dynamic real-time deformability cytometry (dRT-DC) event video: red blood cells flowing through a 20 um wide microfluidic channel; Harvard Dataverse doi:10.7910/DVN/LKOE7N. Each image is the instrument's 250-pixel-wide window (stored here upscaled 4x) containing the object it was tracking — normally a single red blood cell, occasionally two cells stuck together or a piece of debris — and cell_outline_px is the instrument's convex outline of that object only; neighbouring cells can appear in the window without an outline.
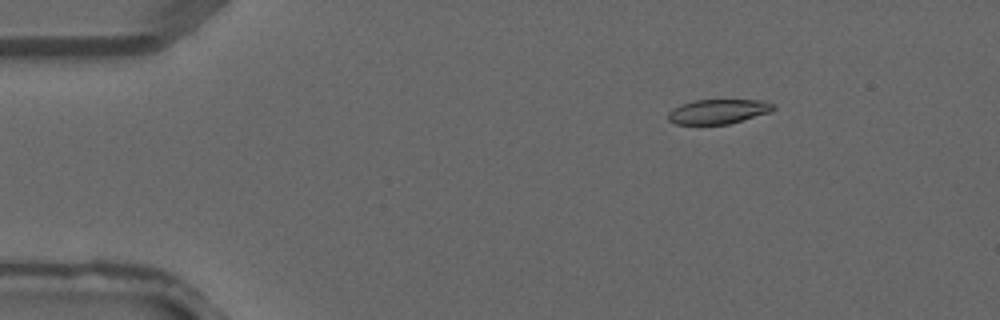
{"species": "common noctule bat (a hibernating species)", "species_latin": "Nyctalus noctula", "temperature_condition": "warm", "stored_images_in_passage": 3, "camera_frame_rate_fps": 3000, "um_per_image_px": 0.085, "animal": {"sex": "male", "forearm_length_mm": 52.5}, "frame": {"image": 1, "passage_image": 2, "time_ms": 0.333, "image_size_px": [1000, 320], "cell_outline_px": [[776, 108], [768, 112], [728, 124], [676, 124], [668, 120], [668, 112], [672, 108], [680, 104], [696, 100], [764, 100], [776, 104]], "centroid_in_image_um": [61.03, 9.47], "position_along_channel_um": 24.0, "area_um2": 15.03}}